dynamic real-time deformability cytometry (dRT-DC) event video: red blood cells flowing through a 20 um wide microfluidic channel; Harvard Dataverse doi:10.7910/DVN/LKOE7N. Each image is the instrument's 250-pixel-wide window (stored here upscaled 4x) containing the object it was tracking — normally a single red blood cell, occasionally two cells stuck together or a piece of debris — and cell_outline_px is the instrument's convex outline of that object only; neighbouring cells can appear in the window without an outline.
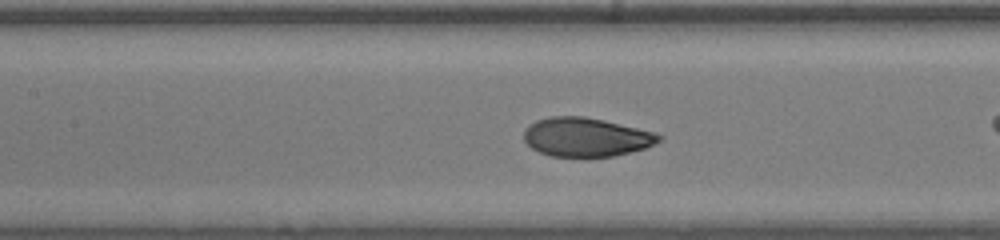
{"species": "human", "species_latin": "Homo sapiens", "temperature_condition": "room temperature", "stored_images_in_passage": 48, "camera_frame_rate_fps": 3000, "um_per_image_px": 0.085, "donor": {"sex": "male"}, "frame": {"image": 1, "passage_image": 29, "time_ms": 9.333, "image_size_px": [1000, 240], "cell_outline_px": [[664, 136], [660, 140], [644, 148], [612, 156], [588, 160], [584, 160], [552, 156], [540, 152], [532, 148], [524, 140], [524, 132], [536, 120], [552, 116], [584, 116], [604, 120], [656, 132]], "centroid_in_image_um": [49.82, 11.69], "position_along_channel_um": 157.6, "area_um2": 31.15}}
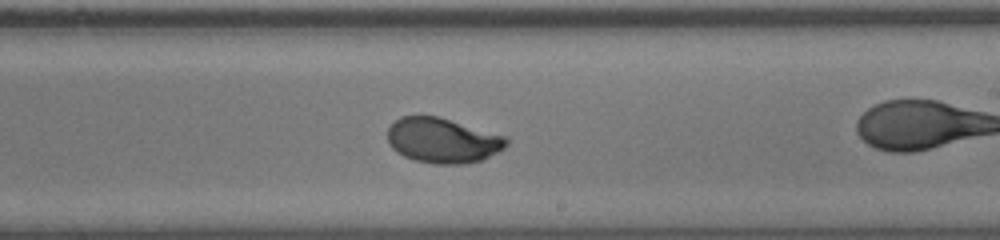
{"frame": {"image": 2, "passage_image": 36, "time_ms": 11.667, "image_size_px": [1000, 240], "cell_outline_px": [[508, 144], [504, 148], [484, 160], [464, 164], [436, 164], [416, 160], [404, 156], [396, 152], [388, 144], [388, 128], [400, 116], [440, 116], [508, 136]], "centroid_in_image_um": [37.66, 11.93], "position_along_channel_um": 251.3, "area_um2": 31.62}}
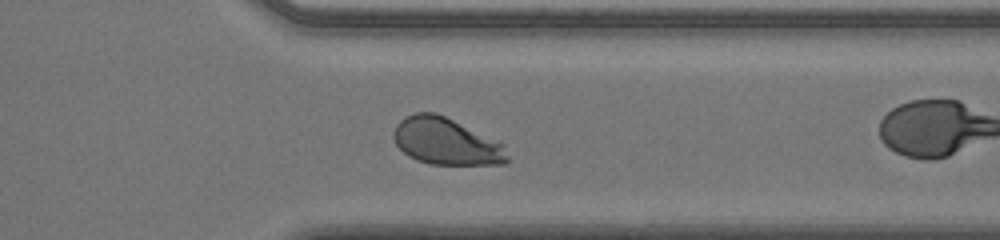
{"frame": {"image": 3, "passage_image": 45, "time_ms": 14.667, "image_size_px": [1000, 240], "cell_outline_px": [[508, 160], [504, 164], [432, 164], [416, 160], [408, 156], [396, 144], [392, 136], [392, 132], [396, 124], [400, 120], [416, 112], [436, 112], [500, 140], [504, 144], [508, 156]], "centroid_in_image_um": [37.94, 12.01], "position_along_channel_um": 373.5, "area_um2": 31.39}}